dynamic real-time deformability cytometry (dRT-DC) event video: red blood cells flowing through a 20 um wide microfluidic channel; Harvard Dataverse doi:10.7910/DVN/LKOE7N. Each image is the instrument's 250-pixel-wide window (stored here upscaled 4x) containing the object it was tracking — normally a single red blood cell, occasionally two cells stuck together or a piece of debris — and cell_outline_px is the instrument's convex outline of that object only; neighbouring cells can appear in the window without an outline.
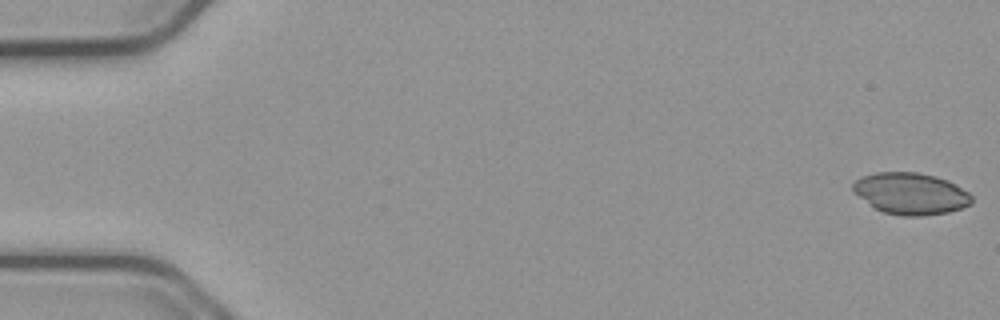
{"species": "common noctule bat (a hibernating species)", "species_latin": "Nyctalus noctula", "temperature_condition": "cold", "stored_images_in_passage": 55, "camera_frame_rate_fps": 3000, "um_per_image_px": 0.085, "animal": {"sex": "male", "body_mass_g": 23.1, "forearm_length_mm": 52.7}, "frame": {"image": 1, "passage_image": 1, "time_ms": 0.0, "image_size_px": [1000, 320], "cell_outline_px": [[972, 204], [948, 212], [924, 216], [904, 216], [884, 212], [876, 208], [860, 196], [852, 188], [852, 184], [856, 180], [864, 176], [876, 172], [916, 172], [936, 176], [948, 180], [968, 192], [972, 196]], "centroid_in_image_um": [77.45, 16.45], "position_along_channel_um": 7.5, "area_um2": 28.5}}